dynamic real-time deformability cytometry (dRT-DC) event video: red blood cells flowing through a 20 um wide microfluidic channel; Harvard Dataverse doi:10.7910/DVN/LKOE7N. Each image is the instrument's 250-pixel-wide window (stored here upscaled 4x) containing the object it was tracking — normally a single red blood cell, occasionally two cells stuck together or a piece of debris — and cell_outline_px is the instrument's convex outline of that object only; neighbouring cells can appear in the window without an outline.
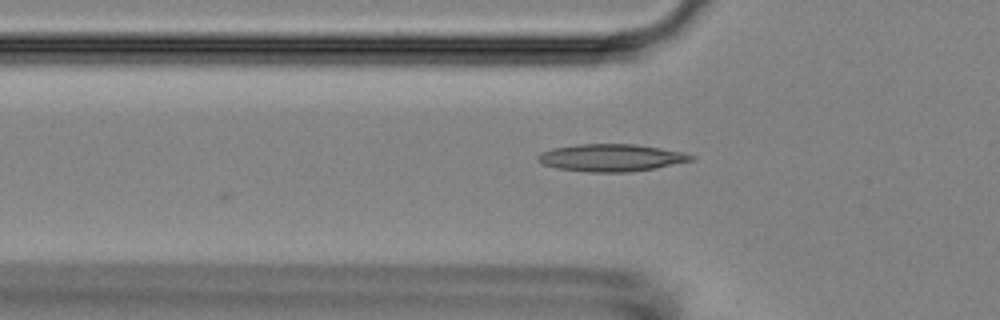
{"species": "Egyptian fruit bat (a non-hibernating species)", "species_latin": "Rousettus aegyptiacus", "temperature_condition": "room temperature", "stored_images_in_passage": 23, "camera_frame_rate_fps": 3000, "um_per_image_px": 0.085, "animal": {"sex": "female"}, "frame": {"image": 1, "passage_image": 3, "time_ms": 0.667, "image_size_px": [1000, 320], "cell_outline_px": [[696, 160], [656, 168], [628, 172], [588, 172], [556, 168], [544, 164], [536, 160], [536, 156], [540, 152], [552, 148], [576, 144], [636, 144], [684, 152], [696, 156]], "centroid_in_image_um": [51.96, 13.4], "position_along_channel_um": 73.8, "area_um2": 24.68}}
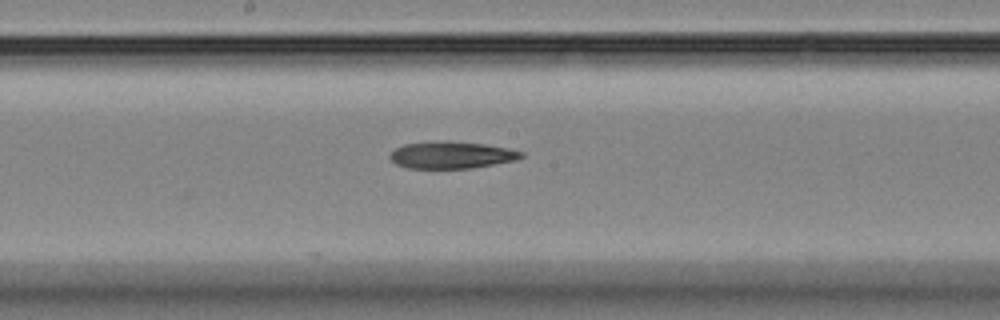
{"frame": {"image": 2, "passage_image": 14, "time_ms": 4.333, "image_size_px": [1000, 320], "cell_outline_px": [[524, 156], [516, 160], [472, 168], [408, 168], [396, 164], [388, 156], [396, 148], [404, 144], [444, 140], [484, 144], [508, 148], [524, 152]], "centroid_in_image_um": [38.39, 13.17], "position_along_channel_um": 209.8, "area_um2": 20.63}}
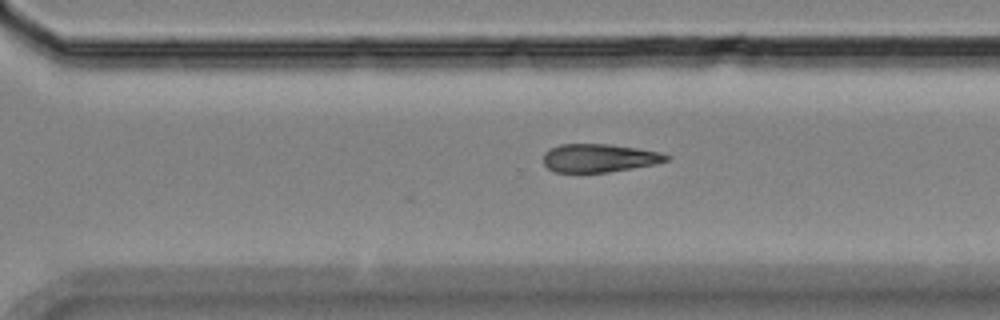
{"frame": {"image": 3, "passage_image": 23, "time_ms": 7.333, "image_size_px": [1000, 320], "cell_outline_px": [[672, 156], [668, 160], [656, 164], [608, 172], [556, 172], [548, 168], [544, 164], [544, 152], [548, 148], [560, 144], [608, 144], [636, 148], [660, 152]], "centroid_in_image_um": [50.93, 13.42], "position_along_channel_um": 319.7, "area_um2": 20.29}}